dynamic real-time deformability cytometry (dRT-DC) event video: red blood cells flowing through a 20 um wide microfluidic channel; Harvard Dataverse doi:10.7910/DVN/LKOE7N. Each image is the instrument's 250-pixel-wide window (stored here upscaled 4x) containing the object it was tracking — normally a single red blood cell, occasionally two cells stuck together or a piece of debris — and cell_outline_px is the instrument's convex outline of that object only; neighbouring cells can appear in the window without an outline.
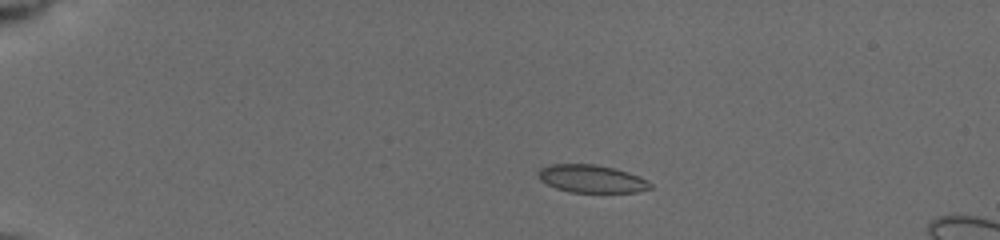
{"species": "common noctule bat (a hibernating species)", "species_latin": "Nyctalus noctula", "temperature_condition": "cold", "stored_images_in_passage": 25, "camera_frame_rate_fps": 3000, "um_per_image_px": 0.085, "animal": {"sex": "female", "body_mass_g": 19.5, "forearm_length_mm": 54.1}, "frame": {"image": 1, "passage_image": 10, "time_ms": 3.0, "image_size_px": [1000, 240], "cell_outline_px": [[652, 188], [636, 192], [568, 192], [556, 188], [540, 180], [536, 176], [536, 172], [540, 168], [552, 164], [596, 164], [628, 172], [640, 176], [648, 180], [652, 184]], "centroid_in_image_um": [50.27, 15.19], "position_along_channel_um": 34.7, "area_um2": 18.26}}
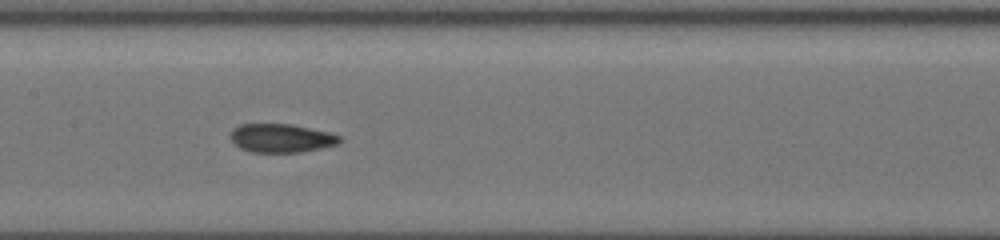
{"frame": {"image": 2, "passage_image": 18, "time_ms": 8.667, "image_size_px": [1000, 240], "cell_outline_px": [[344, 140], [340, 144], [324, 148], [300, 152], [252, 152], [240, 148], [228, 136], [232, 128], [240, 124], [288, 124], [328, 132], [340, 136]], "centroid_in_image_um": [23.92, 11.75], "position_along_channel_um": 183.5, "area_um2": 18.32}}
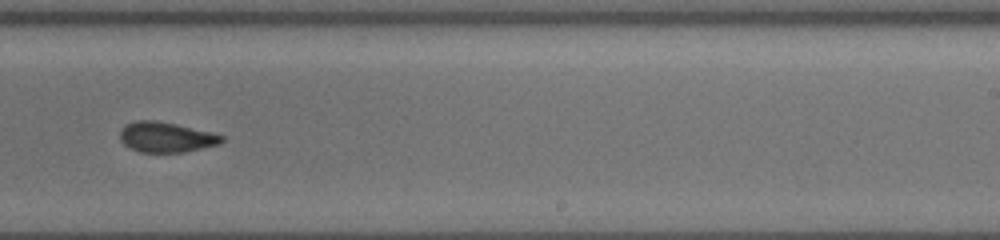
{"frame": {"image": 3, "passage_image": 23, "time_ms": 11.0, "image_size_px": [1000, 240], "cell_outline_px": [[224, 140], [220, 144], [184, 152], [140, 152], [128, 148], [120, 140], [120, 132], [128, 124], [136, 120], [156, 120], [176, 124], [212, 132], [224, 136]], "centroid_in_image_um": [14.13, 11.66], "position_along_channel_um": 274.9, "area_um2": 17.92}}